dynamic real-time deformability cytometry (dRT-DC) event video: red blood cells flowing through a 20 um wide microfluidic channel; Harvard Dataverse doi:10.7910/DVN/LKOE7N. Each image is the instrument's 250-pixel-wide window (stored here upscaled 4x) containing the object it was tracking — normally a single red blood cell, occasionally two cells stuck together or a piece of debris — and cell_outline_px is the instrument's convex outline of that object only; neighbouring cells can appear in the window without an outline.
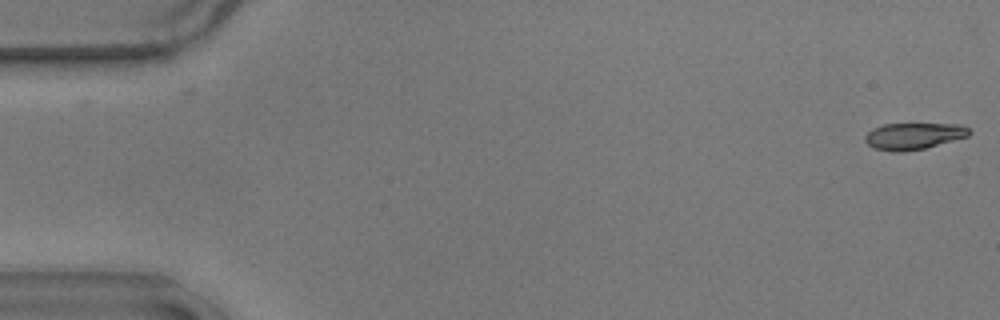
{"species": "common noctule bat (a hibernating species)", "species_latin": "Nyctalus noctula", "temperature_condition": "warm", "stored_images_in_passage": 55, "camera_frame_rate_fps": 3000, "um_per_image_px": 0.085, "animal": {"sex": "male", "body_mass_g": 17.9}, "frame": {"image": 1, "passage_image": 1, "time_ms": 0.0, "image_size_px": [1000, 320], "cell_outline_px": [[972, 132], [968, 136], [924, 148], [904, 152], [892, 152], [872, 148], [864, 140], [864, 136], [872, 128], [884, 124], [960, 124], [968, 128]], "centroid_in_image_um": [77.62, 11.57], "position_along_channel_um": 7.4, "area_um2": 16.18}}
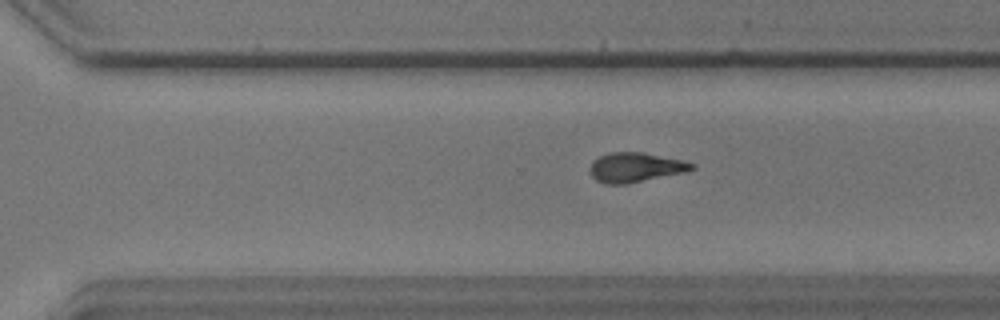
{"frame": {"image": 2, "passage_image": 38, "time_ms": 12.333, "image_size_px": [1000, 320], "cell_outline_px": [[696, 168], [688, 172], [628, 184], [608, 184], [596, 180], [592, 176], [588, 168], [592, 160], [608, 152], [640, 152], [684, 160], [696, 164]], "centroid_in_image_um": [54.04, 14.23], "position_along_channel_um": 316.6, "area_um2": 17.92}}
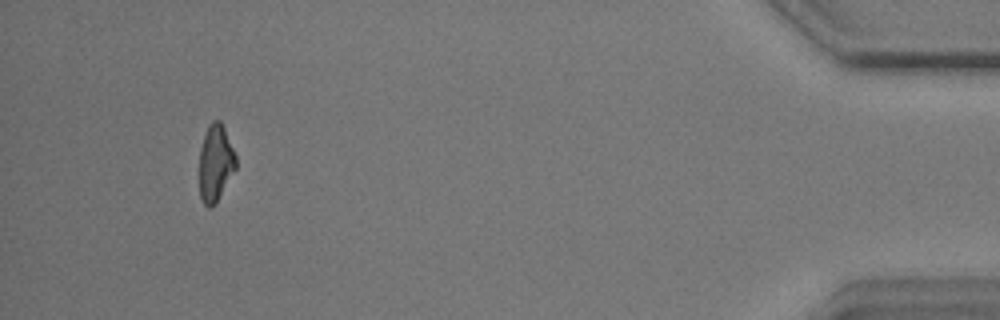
{"frame": {"image": 3, "passage_image": 52, "time_ms": 17.0, "image_size_px": [1000, 320], "cell_outline_px": [[236, 168], [216, 204], [212, 208], [208, 208], [204, 204], [200, 196], [200, 148], [208, 124], [212, 120], [220, 120], [224, 128], [236, 156]], "centroid_in_image_um": [18.32, 13.88], "position_along_channel_um": 416.9, "area_um2": 16.36}, "authors_computed_cell_mechanics": {"area_um2": 17.34, "velocity_mm_per_s": 3.6482, "shape_relaxation_time_tau1_ms": 11.3465, "shape_relaxation_time_tau2_ms": 5.5286, "deformation_change_tau1": 0.303, "deformation_change_tau2": 0.1403}}